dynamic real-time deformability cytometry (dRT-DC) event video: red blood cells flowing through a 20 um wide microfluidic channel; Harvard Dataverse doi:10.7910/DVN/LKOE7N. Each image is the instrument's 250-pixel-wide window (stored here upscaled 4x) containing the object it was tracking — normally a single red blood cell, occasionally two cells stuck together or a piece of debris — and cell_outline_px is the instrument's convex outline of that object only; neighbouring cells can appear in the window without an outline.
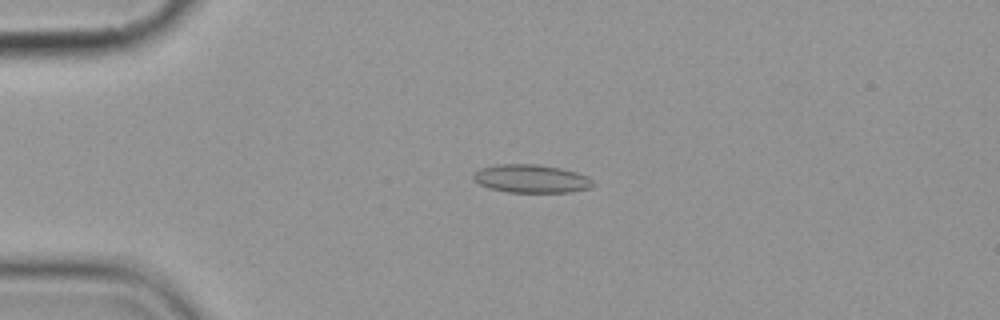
{"species": "common noctule bat (a hibernating species)", "species_latin": "Nyctalus noctula", "temperature_condition": "cold", "stored_images_in_passage": 6, "camera_frame_rate_fps": 3000, "um_per_image_px": 0.085, "animal": {"sex": "female", "body_mass_g": 19.9}, "frame": {"image": 1, "passage_image": 4, "time_ms": 4.333, "image_size_px": [1000, 320], "cell_outline_px": [[596, 184], [588, 188], [572, 192], [508, 192], [488, 188], [480, 184], [472, 176], [480, 168], [496, 164], [536, 164], [560, 168], [576, 172], [588, 176]], "centroid_in_image_um": [45.17, 15.19], "position_along_channel_um": 39.8, "area_um2": 19.65}}
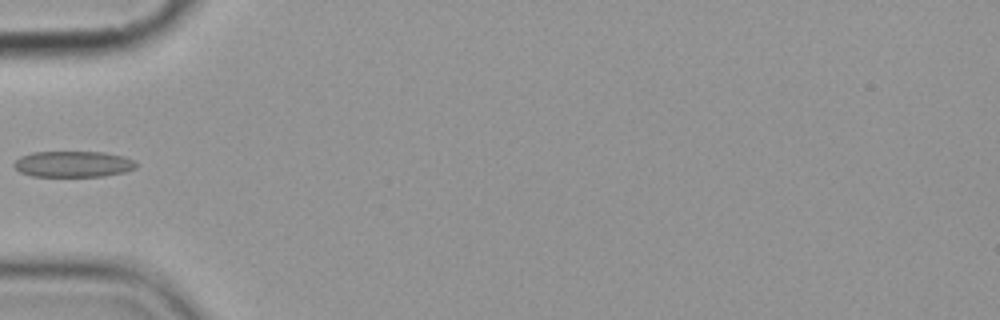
{"frame": {"image": 2, "passage_image": 6, "time_ms": 6.333, "image_size_px": [1000, 320], "cell_outline_px": [[140, 164], [136, 168], [124, 172], [104, 176], [32, 176], [20, 172], [12, 164], [20, 156], [32, 152], [104, 152], [124, 156]], "centroid_in_image_um": [6.24, 13.94], "position_along_channel_um": 78.8, "area_um2": 18.61}}